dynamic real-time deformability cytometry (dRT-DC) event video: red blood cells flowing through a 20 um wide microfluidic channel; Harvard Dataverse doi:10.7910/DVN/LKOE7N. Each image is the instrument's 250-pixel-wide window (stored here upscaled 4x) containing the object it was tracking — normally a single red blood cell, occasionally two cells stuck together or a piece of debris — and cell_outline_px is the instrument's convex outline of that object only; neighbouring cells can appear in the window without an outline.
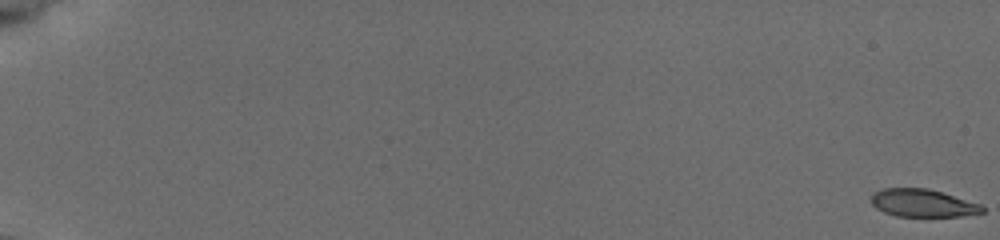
{"species": "common noctule bat (a hibernating species)", "species_latin": "Nyctalus noctula", "temperature_condition": "cold", "stored_images_in_passage": 58, "camera_frame_rate_fps": 3000, "um_per_image_px": 0.085, "animal": {"sex": "female", "body_mass_g": 19.5, "forearm_length_mm": 54.1}, "frame": {"image": 1, "passage_image": 1, "time_ms": 0.0, "image_size_px": [1000, 240], "cell_outline_px": [[984, 212], [960, 216], [896, 216], [884, 212], [876, 208], [872, 204], [872, 192], [884, 188], [928, 188], [980, 204], [984, 208]], "centroid_in_image_um": [78.4, 17.26], "position_along_channel_um": 6.6, "area_um2": 17.8}}
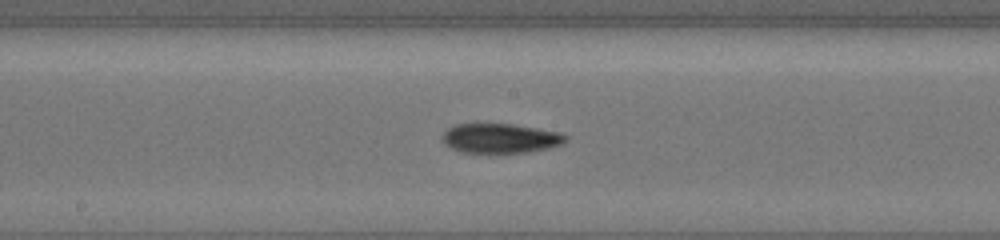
{"frame": {"image": 2, "passage_image": 34, "time_ms": 11.0, "image_size_px": [1000, 240], "cell_outline_px": [[568, 140], [564, 144], [548, 148], [528, 152], [460, 152], [444, 144], [444, 132], [448, 128], [456, 124], [512, 124], [560, 132], [568, 136]], "centroid_in_image_um": [42.58, 11.75], "position_along_channel_um": 205.6, "area_um2": 21.1}}
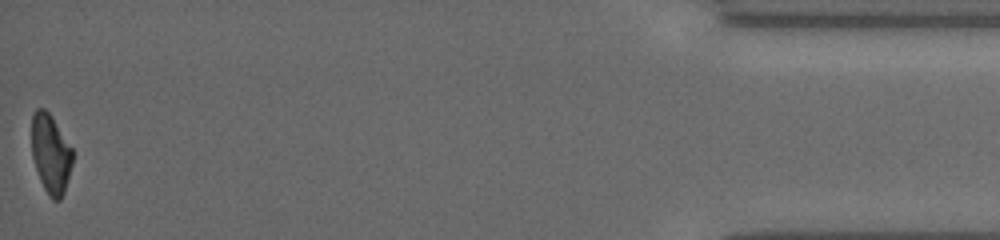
{"frame": {"image": 3, "passage_image": 58, "time_ms": 19.0, "image_size_px": [1000, 240], "cell_outline_px": [[72, 164], [64, 192], [60, 200], [52, 200], [48, 196], [40, 180], [32, 156], [32, 116], [36, 108], [44, 108], [52, 116], [72, 148]], "centroid_in_image_um": [4.3, 13.07], "position_along_channel_um": 430.9, "area_um2": 18.79}, "authors_computed_cell_mechanics": {"area_um2": 20.4612, "velocity_mm_per_s": 3.7735, "shape_relaxation_time_tau1_ms": 5.2534, "shape_relaxation_time_tau2_ms": null, "deformation_change_tau1": 0.1873, "deformation_change_tau2": null}}